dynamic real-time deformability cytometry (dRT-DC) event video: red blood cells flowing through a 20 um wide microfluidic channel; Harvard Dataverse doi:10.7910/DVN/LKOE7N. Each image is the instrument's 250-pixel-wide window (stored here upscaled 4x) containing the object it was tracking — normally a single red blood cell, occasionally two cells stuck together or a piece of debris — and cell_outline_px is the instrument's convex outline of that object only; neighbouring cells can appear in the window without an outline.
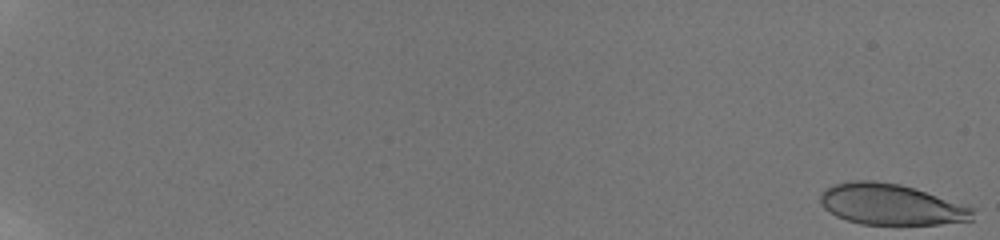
{"species": "human", "species_latin": "Homo sapiens", "temperature_condition": "room temperature", "stored_images_in_passage": 59, "camera_frame_rate_fps": 3000, "um_per_image_px": 0.085, "donor": {"sex": "male"}, "frame": {"image": 1, "passage_image": 1, "time_ms": 0.0, "image_size_px": [1000, 240], "cell_outline_px": [[976, 208], [972, 220], [940, 224], [860, 224], [836, 216], [824, 208], [820, 204], [820, 192], [836, 184], [852, 180], [872, 180], [900, 184], [968, 204]], "centroid_in_image_um": [75.78, 17.37], "position_along_channel_um": 9.2, "area_um2": 36.65}}
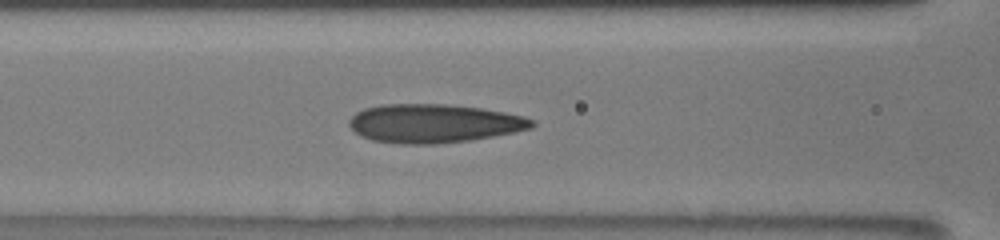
{"frame": {"image": 2, "passage_image": 30, "time_ms": 9.667, "image_size_px": [1000, 240], "cell_outline_px": [[536, 124], [532, 128], [516, 132], [472, 140], [436, 144], [400, 144], [372, 140], [360, 136], [348, 124], [348, 120], [356, 112], [364, 108], [380, 104], [448, 104], [480, 108], [504, 112], [524, 116], [536, 120]], "centroid_in_image_um": [36.9, 10.49], "position_along_channel_um": 129.7, "area_um2": 41.56}}
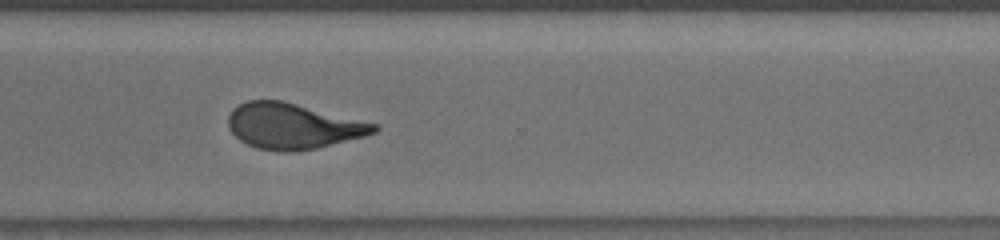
{"frame": {"image": 3, "passage_image": 47, "time_ms": 15.333, "image_size_px": [1000, 240], "cell_outline_px": [[380, 128], [376, 132], [364, 136], [316, 148], [284, 152], [256, 148], [240, 140], [228, 128], [228, 116], [232, 108], [248, 100], [280, 100], [380, 124]], "centroid_in_image_um": [24.9, 10.71], "position_along_channel_um": 345.7, "area_um2": 38.61}, "authors_computed_cell_mechanics": {"area_um2": 38.726, "velocity_mm_per_s": 3.8242, "shape_relaxation_time_tau1_ms": 6.544, "shape_relaxation_time_tau2_ms": 1.2091, "deformation_change_tau1": 0.2109, "deformation_change_tau2": 0.1004}}